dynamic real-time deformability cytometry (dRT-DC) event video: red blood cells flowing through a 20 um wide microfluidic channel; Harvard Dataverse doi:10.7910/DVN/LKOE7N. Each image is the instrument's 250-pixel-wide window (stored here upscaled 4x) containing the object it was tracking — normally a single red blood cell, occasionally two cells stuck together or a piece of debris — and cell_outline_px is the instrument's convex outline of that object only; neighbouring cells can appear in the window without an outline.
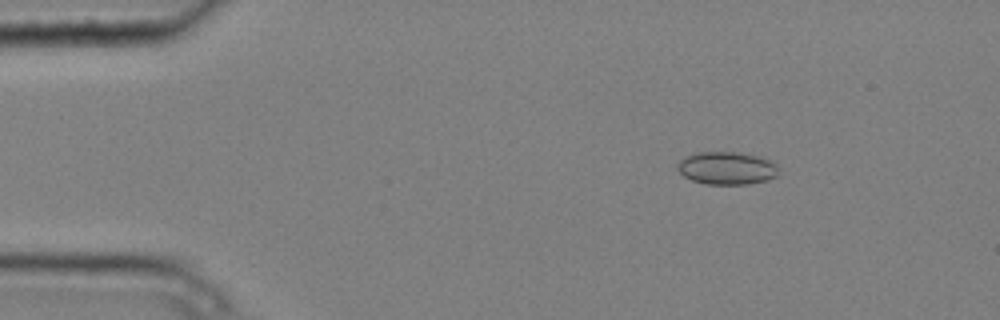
{"species": "common noctule bat (a hibernating species)", "species_latin": "Nyctalus noctula", "temperature_condition": "cold", "stored_images_in_passage": 5, "camera_frame_rate_fps": 3000, "um_per_image_px": 0.085, "animal": {"sex": "male", "body_mass_g": 20.4}, "frame": {"image": 1, "passage_image": 2, "time_ms": 0.333, "image_size_px": [1000, 320], "cell_outline_px": [[776, 176], [768, 180], [748, 184], [704, 184], [692, 180], [684, 176], [676, 168], [676, 164], [684, 156], [696, 152], [736, 152], [760, 156], [776, 164]], "centroid_in_image_um": [61.73, 14.29], "position_along_channel_um": 23.3, "area_um2": 19.36}}
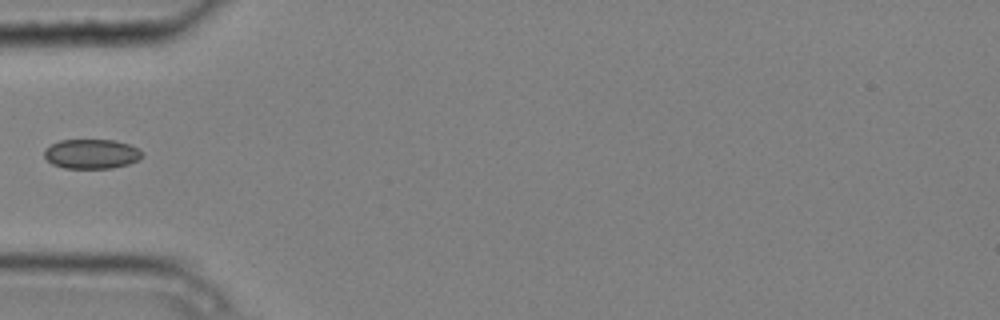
{"frame": {"image": 2, "passage_image": 5, "time_ms": 1.333, "image_size_px": [1000, 320], "cell_outline_px": [[144, 156], [140, 160], [128, 164], [112, 168], [64, 168], [52, 164], [44, 156], [44, 148], [60, 140], [116, 140], [128, 144], [144, 152]], "centroid_in_image_um": [7.8, 13.08], "position_along_channel_um": 77.2, "area_um2": 16.99}}